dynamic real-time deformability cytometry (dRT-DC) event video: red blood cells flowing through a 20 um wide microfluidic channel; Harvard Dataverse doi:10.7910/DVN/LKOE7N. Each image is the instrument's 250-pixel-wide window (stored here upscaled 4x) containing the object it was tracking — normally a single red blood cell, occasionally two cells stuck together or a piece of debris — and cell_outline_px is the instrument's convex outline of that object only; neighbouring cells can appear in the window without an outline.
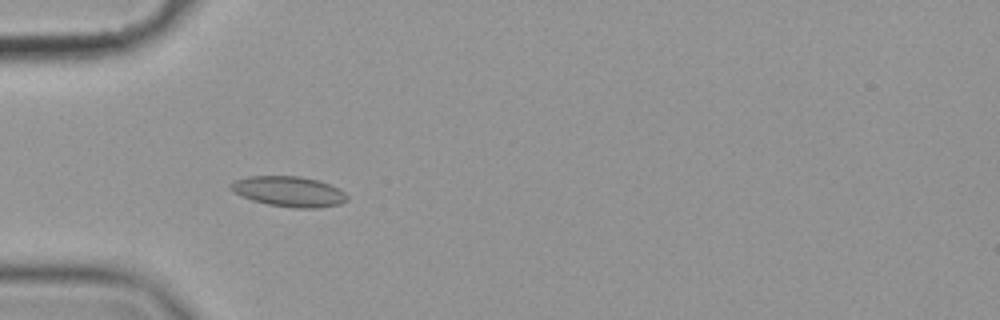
{"species": "common noctule bat (a hibernating species)", "species_latin": "Nyctalus noctula", "temperature_condition": "cold", "stored_images_in_passage": 52, "camera_frame_rate_fps": 3000, "um_per_image_px": 0.085, "animal": {"sex": "female", "body_mass_g": 19.9}, "frame": {"image": 1, "passage_image": 13, "time_ms": 4.0, "image_size_px": [1000, 320], "cell_outline_px": [[348, 200], [340, 204], [316, 208], [296, 208], [268, 204], [252, 200], [240, 196], [232, 192], [228, 188], [228, 184], [236, 180], [248, 176], [300, 176], [320, 180], [344, 192], [348, 196]], "centroid_in_image_um": [24.52, 16.27], "position_along_channel_um": 60.5, "area_um2": 20.69}}
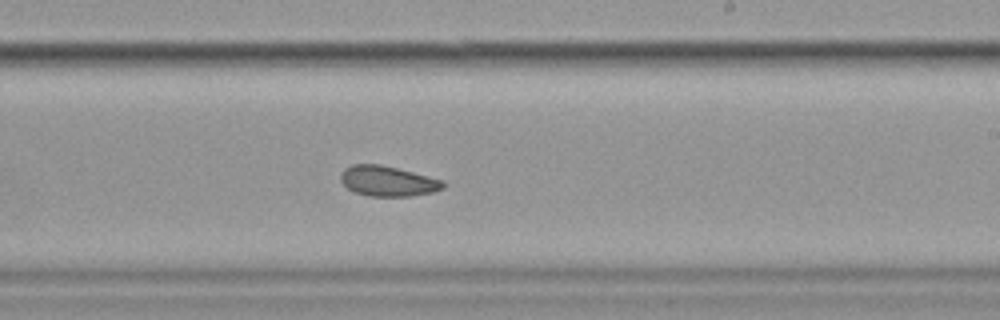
{"frame": {"image": 2, "passage_image": 30, "time_ms": 9.667, "image_size_px": [1000, 320], "cell_outline_px": [[444, 188], [432, 192], [412, 196], [368, 196], [356, 192], [348, 188], [340, 180], [340, 172], [344, 168], [352, 164], [380, 164], [444, 180]], "centroid_in_image_um": [32.94, 15.39], "position_along_channel_um": 256.1, "area_um2": 18.03}}
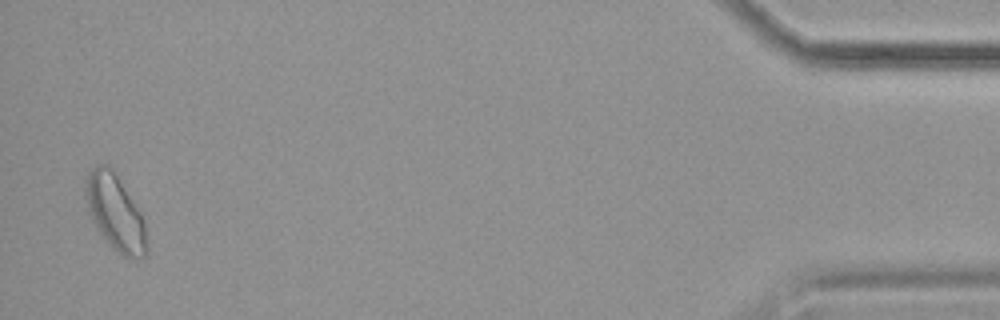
{"frame": {"image": 3, "passage_image": 51, "time_ms": 16.667, "image_size_px": [1000, 320], "cell_outline_px": [[148, 256], [128, 260], [112, 248], [100, 236], [88, 212], [84, 192], [84, 180], [88, 172], [92, 168], [100, 164], [108, 164], [112, 168], [140, 208], [144, 220], [148, 248]], "centroid_in_image_um": [9.8, 18.09], "position_along_channel_um": 425.4, "area_um2": 28.03}, "authors_computed_cell_mechanics": {"area_um2": 19.6809, "velocity_mm_per_s": 3.5386, "shape_relaxation_time_tau1_ms": null, "shape_relaxation_time_tau2_ms": 2.4491, "deformation_change_tau1": null, "deformation_change_tau2": 0.0657}}